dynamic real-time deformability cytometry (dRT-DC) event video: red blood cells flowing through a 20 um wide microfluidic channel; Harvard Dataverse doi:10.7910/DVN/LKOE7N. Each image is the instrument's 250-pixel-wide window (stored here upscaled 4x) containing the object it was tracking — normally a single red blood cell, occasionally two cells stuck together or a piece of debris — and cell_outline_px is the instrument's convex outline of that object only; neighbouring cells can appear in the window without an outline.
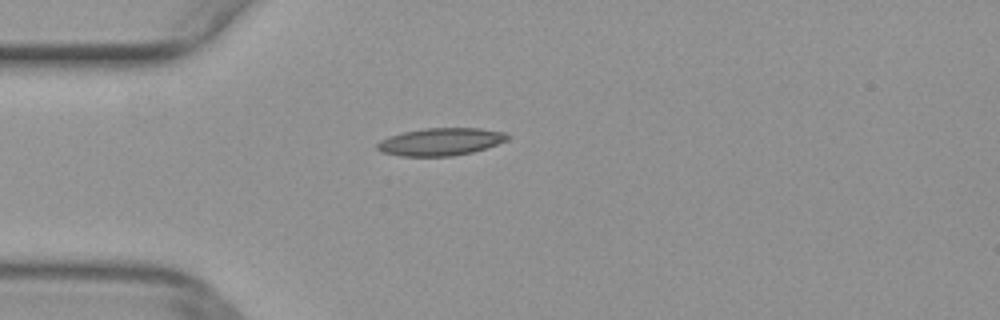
{"species": "common noctule bat (a hibernating species)", "species_latin": "Nyctalus noctula", "temperature_condition": "warm", "stored_images_in_passage": 38, "camera_frame_rate_fps": 3000, "um_per_image_px": 0.085, "animal": {"sex": "female", "body_mass_g": 29.2, "forearm_length_mm": 56.3}, "frame": {"image": 1, "passage_image": 1, "time_ms": 0.0, "image_size_px": [1000, 320], "cell_outline_px": [[512, 136], [508, 140], [472, 152], [452, 156], [400, 156], [380, 152], [376, 148], [376, 144], [380, 140], [388, 136], [404, 132], [424, 128], [480, 128], [504, 132]], "centroid_in_image_um": [37.43, 12.04], "position_along_channel_um": 47.6, "area_um2": 20.98}}
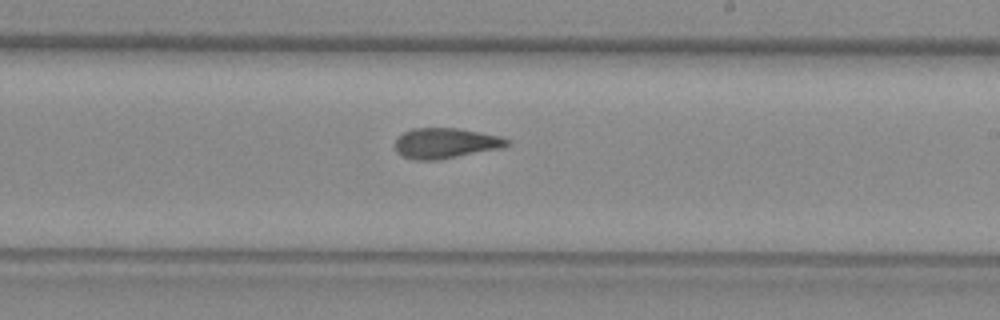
{"frame": {"image": 2, "passage_image": 17, "time_ms": 5.333, "image_size_px": [1000, 320], "cell_outline_px": [[508, 144], [500, 148], [440, 160], [416, 160], [404, 156], [396, 152], [396, 140], [404, 132], [412, 128], [456, 128], [480, 132], [500, 136], [508, 140]], "centroid_in_image_um": [37.85, 12.17], "position_along_channel_um": 251.1, "area_um2": 19.59}}
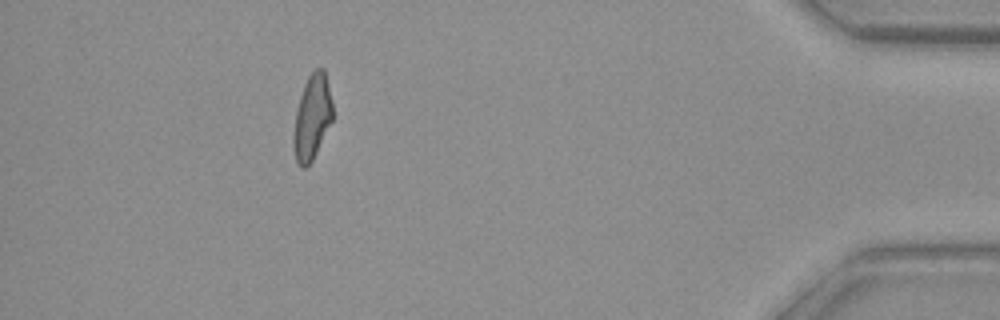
{"frame": {"image": 3, "passage_image": 33, "time_ms": 10.667, "image_size_px": [1000, 320], "cell_outline_px": [[332, 120], [312, 160], [304, 168], [300, 168], [296, 164], [292, 148], [292, 136], [296, 112], [300, 96], [304, 84], [308, 76], [316, 68], [324, 68], [332, 100]], "centroid_in_image_um": [26.5, 9.99], "position_along_channel_um": 408.7, "area_um2": 19.42}}